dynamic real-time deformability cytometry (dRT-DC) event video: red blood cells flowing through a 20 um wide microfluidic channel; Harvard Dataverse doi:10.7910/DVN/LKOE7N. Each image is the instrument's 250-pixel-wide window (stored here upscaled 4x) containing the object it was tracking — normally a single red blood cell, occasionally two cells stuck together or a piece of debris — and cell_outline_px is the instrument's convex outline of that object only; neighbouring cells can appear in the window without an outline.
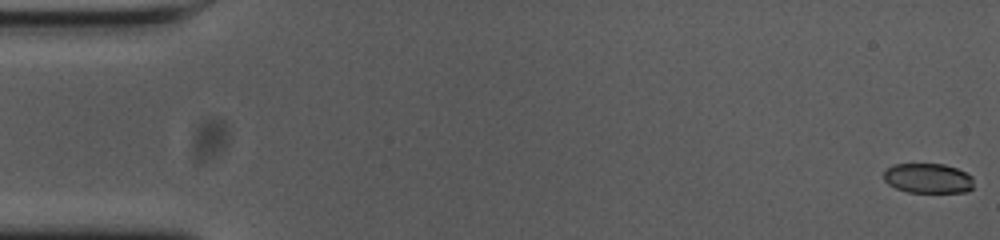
{"species": "common noctule bat (a hibernating species)", "species_latin": "Nyctalus noctula", "temperature_condition": "cold", "stored_images_in_passage": 56, "camera_frame_rate_fps": 3000, "um_per_image_px": 0.085, "animal": {"sex": "female", "body_mass_g": 23.0, "forearm_length_mm": 53.4}, "frame": {"image": 1, "passage_image": 1, "time_ms": 0.0, "image_size_px": [1000, 240], "cell_outline_px": [[972, 188], [964, 192], [908, 192], [896, 188], [888, 184], [884, 180], [884, 172], [892, 164], [944, 164], [956, 168], [972, 176]], "centroid_in_image_um": [78.86, 15.15], "position_along_channel_um": 6.1, "area_um2": 15.55}}
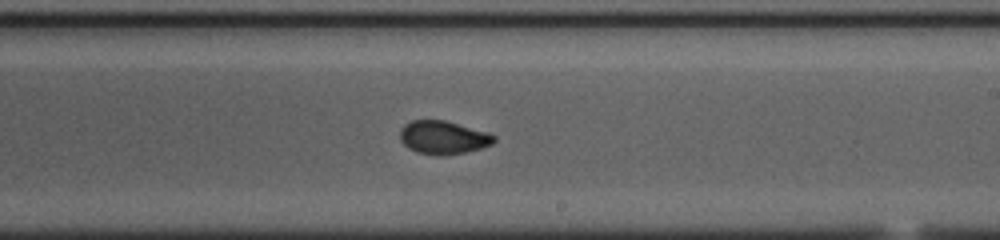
{"frame": {"image": 2, "passage_image": 33, "time_ms": 10.667, "image_size_px": [1000, 240], "cell_outline_px": [[496, 140], [492, 144], [480, 148], [464, 152], [440, 156], [416, 152], [408, 148], [400, 140], [400, 128], [404, 124], [412, 120], [444, 120], [488, 132], [496, 136]], "centroid_in_image_um": [37.65, 11.68], "position_along_channel_um": 251.3, "area_um2": 18.26}}
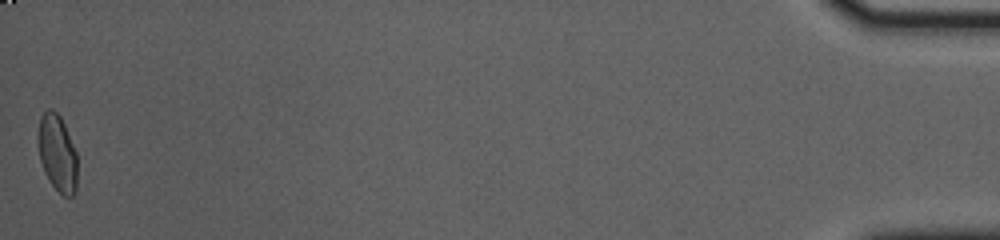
{"frame": {"image": 3, "passage_image": 56, "time_ms": 18.333, "image_size_px": [1000, 240], "cell_outline_px": [[76, 192], [72, 196], [64, 196], [52, 184], [44, 172], [40, 160], [36, 136], [40, 116], [48, 108], [52, 108], [60, 116], [64, 124], [76, 152]], "centroid_in_image_um": [4.84, 12.97], "position_along_channel_um": 430.4, "area_um2": 17.63}, "authors_computed_cell_mechanics": {"area_um2": 17.8313, "velocity_mm_per_s": 3.657, "shape_relaxation_time_tau1_ms": 5.9729, "shape_relaxation_time_tau2_ms": 0.9269, "deformation_change_tau1": 0.1434, "deformation_change_tau2": 0.038}}